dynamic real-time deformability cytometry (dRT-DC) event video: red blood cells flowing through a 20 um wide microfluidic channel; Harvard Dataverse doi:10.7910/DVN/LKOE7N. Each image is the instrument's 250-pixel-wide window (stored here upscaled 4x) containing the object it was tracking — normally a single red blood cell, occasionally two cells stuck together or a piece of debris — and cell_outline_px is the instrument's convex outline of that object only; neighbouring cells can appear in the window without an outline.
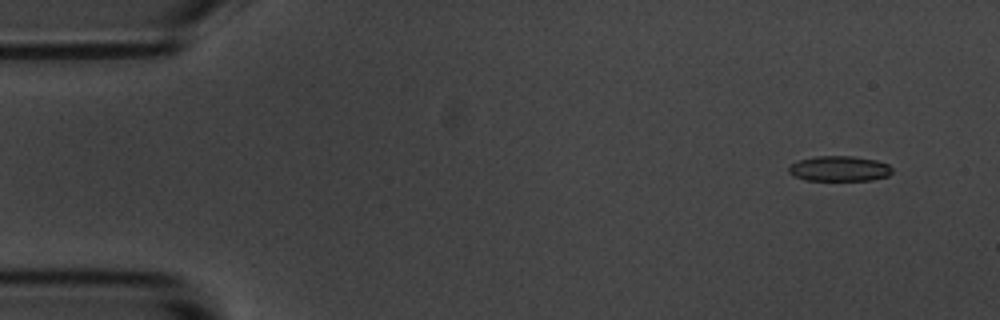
{"species": "common noctule bat (a hibernating species)", "species_latin": "Nyctalus noctula", "temperature_condition": "room temperature", "stored_images_in_passage": 5, "camera_frame_rate_fps": 3000, "um_per_image_px": 0.085, "animal": {"sex": "male", "body_mass_g": 20.1, "forearm_length_mm": 53.5}, "frame": {"image": 1, "passage_image": 1, "time_ms": 0.0, "image_size_px": [1000, 320], "cell_outline_px": [[892, 172], [888, 176], [872, 180], [804, 180], [792, 176], [788, 172], [788, 168], [792, 164], [800, 160], [816, 156], [852, 156], [876, 160], [888, 164], [892, 168]], "centroid_in_image_um": [71.34, 14.34], "position_along_channel_um": 13.7, "area_um2": 15.26}}
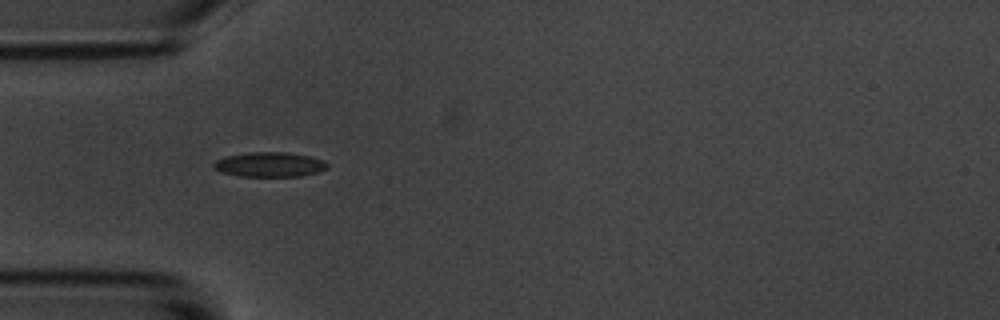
{"frame": {"image": 2, "passage_image": 4, "time_ms": 4.333, "image_size_px": [1000, 320], "cell_outline_px": [[328, 168], [320, 172], [300, 176], [240, 176], [224, 172], [212, 168], [212, 164], [216, 160], [228, 156], [248, 152], [284, 152], [312, 156], [324, 160], [328, 164]], "centroid_in_image_um": [22.96, 13.98], "position_along_channel_um": 62.0, "area_um2": 16.42}}
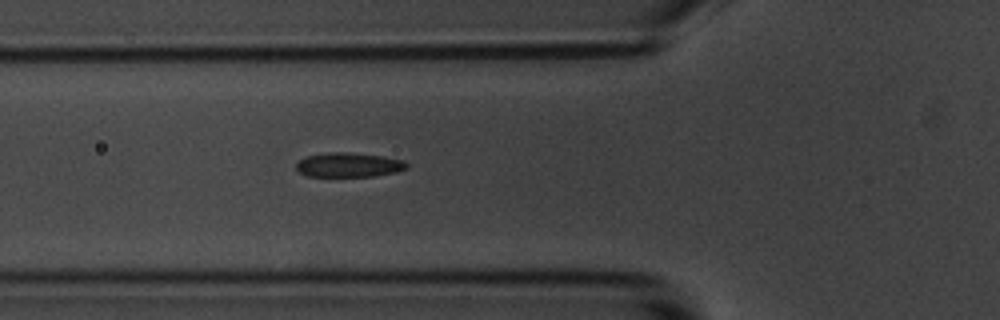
{"frame": {"image": 3, "passage_image": 5, "time_ms": 5.333, "image_size_px": [1000, 320], "cell_outline_px": [[408, 168], [396, 172], [372, 176], [308, 176], [300, 172], [296, 168], [296, 164], [300, 160], [308, 156], [328, 152], [344, 152], [384, 156], [404, 160], [408, 164]], "centroid_in_image_um": [29.68, 14.01], "position_along_channel_um": 96.1, "area_um2": 15.61}}